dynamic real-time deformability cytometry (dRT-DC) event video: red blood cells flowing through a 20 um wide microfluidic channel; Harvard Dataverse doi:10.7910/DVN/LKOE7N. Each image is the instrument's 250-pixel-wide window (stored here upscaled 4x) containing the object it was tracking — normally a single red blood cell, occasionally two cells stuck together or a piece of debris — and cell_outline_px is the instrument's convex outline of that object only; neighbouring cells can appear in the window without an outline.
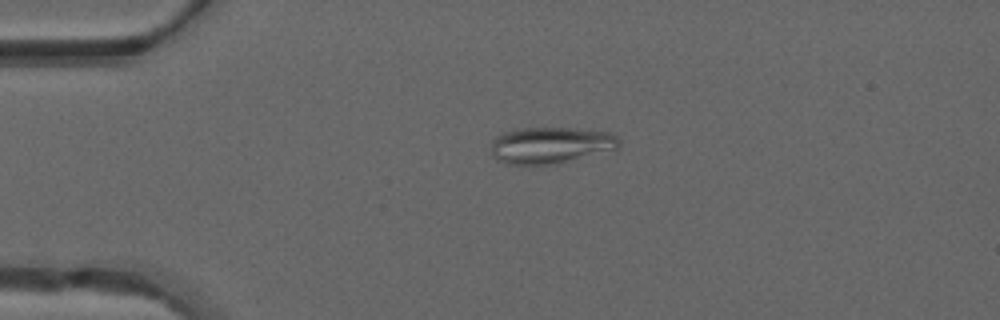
{"species": "common noctule bat (a hibernating species)", "species_latin": "Nyctalus noctula", "temperature_condition": "warm", "stored_images_in_passage": 37, "camera_frame_rate_fps": 3000, "um_per_image_px": 0.085, "animal": {"sex": "male", "forearm_length_mm": 52.5}, "frame": {"image": 1, "passage_image": 1, "time_ms": 0.0, "image_size_px": [1000, 320], "cell_outline_px": [[620, 144], [616, 148], [560, 164], [508, 164], [496, 160], [492, 156], [492, 140], [496, 136], [504, 132], [520, 128], [572, 128], [608, 132], [616, 136], [620, 140]], "centroid_in_image_um": [46.77, 12.34], "position_along_channel_um": 38.2, "area_um2": 27.17}}
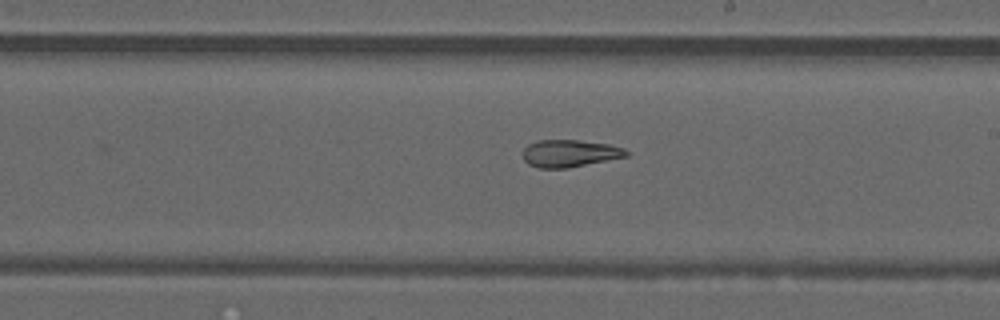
{"frame": {"image": 2, "passage_image": 18, "time_ms": 5.667, "image_size_px": [1000, 320], "cell_outline_px": [[628, 156], [568, 168], [536, 168], [528, 164], [524, 160], [520, 152], [528, 144], [536, 140], [580, 140], [608, 144], [624, 148], [628, 152]], "centroid_in_image_um": [48.36, 13.03], "position_along_channel_um": 240.6, "area_um2": 16.65}}
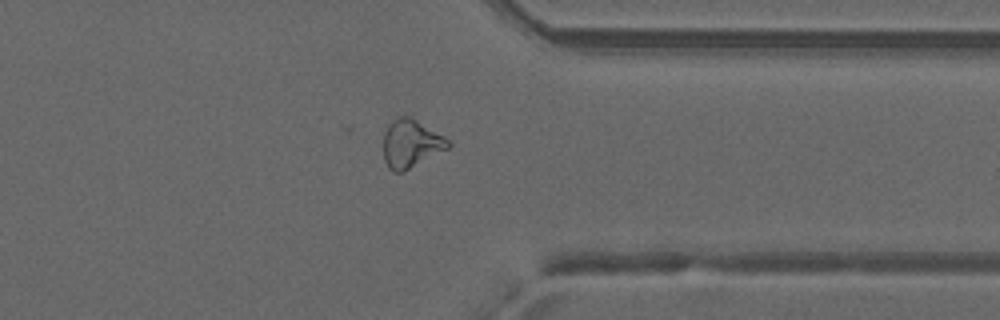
{"frame": {"image": 3, "passage_image": 28, "time_ms": 9.0, "image_size_px": [1000, 320], "cell_outline_px": [[452, 144], [448, 148], [404, 172], [392, 172], [388, 168], [384, 160], [384, 132], [388, 124], [396, 116], [408, 116], [444, 136]], "centroid_in_image_um": [34.9, 12.22], "position_along_channel_um": 376.5, "area_um2": 18.09}, "authors_computed_cell_mechanics": {"area_um2": 18.0914, "velocity_mm_per_s": 4.197, "shape_relaxation_time_tau1_ms": null, "shape_relaxation_time_tau2_ms": 4.5755, "deformation_change_tau1": null, "deformation_change_tau2": 0.1243}}